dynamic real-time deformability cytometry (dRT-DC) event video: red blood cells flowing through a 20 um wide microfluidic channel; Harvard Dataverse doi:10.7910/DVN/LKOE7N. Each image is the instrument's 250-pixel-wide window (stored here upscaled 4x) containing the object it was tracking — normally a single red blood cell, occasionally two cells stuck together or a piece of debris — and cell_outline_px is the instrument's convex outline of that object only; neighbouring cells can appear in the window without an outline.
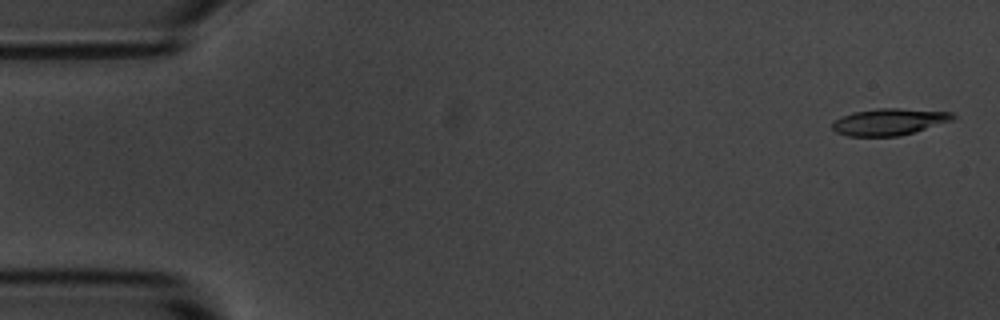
{"species": "common noctule bat (a hibernating species)", "species_latin": "Nyctalus noctula", "temperature_condition": "room temperature", "stored_images_in_passage": 5, "camera_frame_rate_fps": 3000, "um_per_image_px": 0.085, "animal": {"sex": "male", "body_mass_g": 20.1, "forearm_length_mm": 53.5}, "frame": {"image": 1, "passage_image": 1, "time_ms": 0.0, "image_size_px": [1000, 320], "cell_outline_px": [[956, 116], [952, 120], [916, 132], [900, 136], [848, 136], [836, 132], [832, 128], [832, 124], [840, 116], [852, 112], [876, 108], [900, 108], [952, 112]], "centroid_in_image_um": [75.58, 10.35], "position_along_channel_um": 9.4, "area_um2": 18.9}}
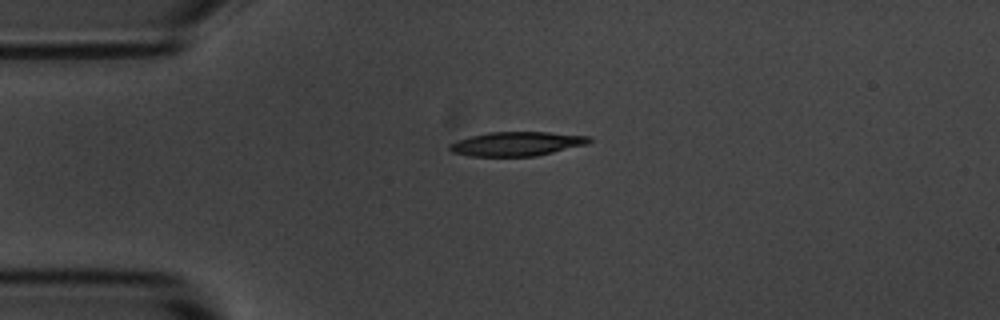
{"frame": {"image": 2, "passage_image": 4, "time_ms": 1.0, "image_size_px": [1000, 320], "cell_outline_px": [[592, 140], [588, 144], [536, 156], [472, 156], [452, 152], [448, 148], [448, 144], [456, 140], [488, 132], [548, 132], [592, 136]], "centroid_in_image_um": [43.94, 12.22], "position_along_channel_um": 41.1, "area_um2": 19.71}}